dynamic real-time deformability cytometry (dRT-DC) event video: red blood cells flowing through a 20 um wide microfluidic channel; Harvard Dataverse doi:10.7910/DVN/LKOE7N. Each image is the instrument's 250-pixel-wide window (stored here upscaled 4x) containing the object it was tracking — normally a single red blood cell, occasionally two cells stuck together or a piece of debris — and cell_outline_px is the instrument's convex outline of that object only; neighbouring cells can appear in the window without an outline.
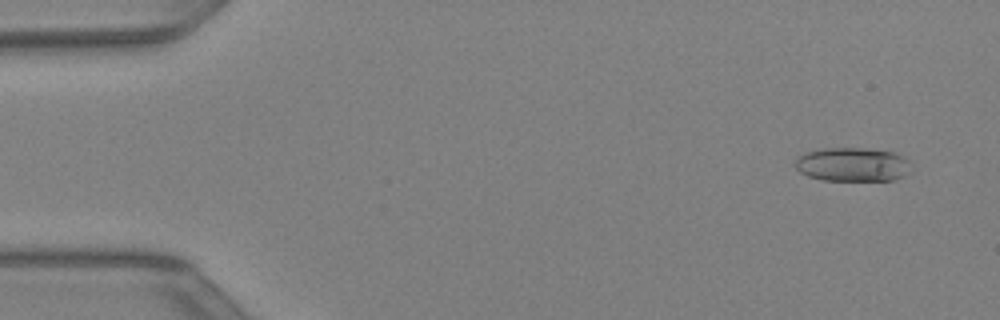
{"species": "Egyptian fruit bat (a non-hibernating species)", "species_latin": "Rousettus aegyptiacus", "temperature_condition": "warm", "stored_images_in_passage": 43, "camera_frame_rate_fps": 3000, "um_per_image_px": 0.085, "animal": {"sex": "female"}, "frame": {"image": 1, "passage_image": 3, "time_ms": 0.667, "image_size_px": [1000, 320], "cell_outline_px": [[912, 172], [904, 176], [892, 180], [820, 180], [808, 176], [800, 172], [796, 168], [796, 160], [800, 156], [808, 152], [824, 148], [864, 148], [892, 152], [908, 160]], "centroid_in_image_um": [72.49, 13.99], "position_along_channel_um": 12.5, "area_um2": 22.77}}
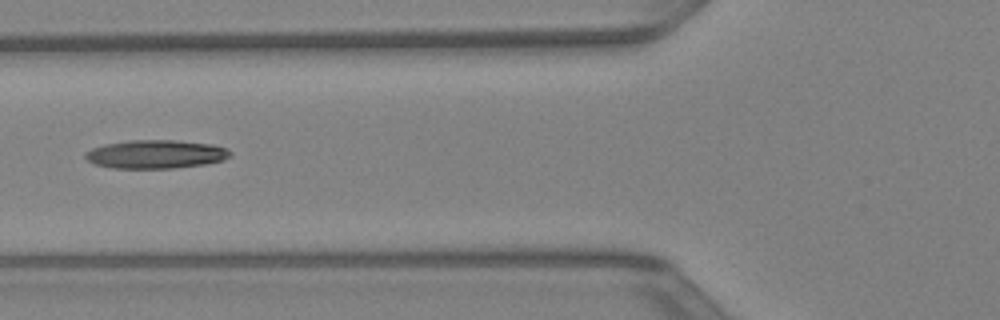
{"frame": {"image": 2, "passage_image": 17, "time_ms": 5.333, "image_size_px": [1000, 320], "cell_outline_px": [[232, 156], [224, 160], [204, 164], [172, 168], [112, 168], [96, 164], [88, 160], [84, 156], [84, 152], [92, 148], [104, 144], [128, 140], [176, 140], [212, 144], [228, 148], [232, 152]], "centroid_in_image_um": [13.26, 13.1], "position_along_channel_um": 112.5, "area_um2": 24.22}}
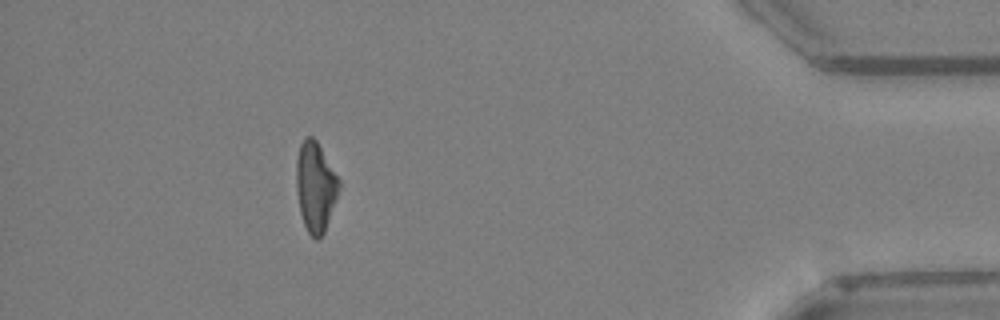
{"frame": {"image": 3, "passage_image": 39, "time_ms": 12.667, "image_size_px": [1000, 320], "cell_outline_px": [[340, 188], [336, 200], [324, 232], [316, 240], [308, 232], [304, 224], [300, 212], [296, 188], [296, 160], [300, 144], [304, 136], [312, 136], [316, 140], [340, 180]], "centroid_in_image_um": [26.8, 15.85], "position_along_channel_um": 408.4, "area_um2": 22.25}}